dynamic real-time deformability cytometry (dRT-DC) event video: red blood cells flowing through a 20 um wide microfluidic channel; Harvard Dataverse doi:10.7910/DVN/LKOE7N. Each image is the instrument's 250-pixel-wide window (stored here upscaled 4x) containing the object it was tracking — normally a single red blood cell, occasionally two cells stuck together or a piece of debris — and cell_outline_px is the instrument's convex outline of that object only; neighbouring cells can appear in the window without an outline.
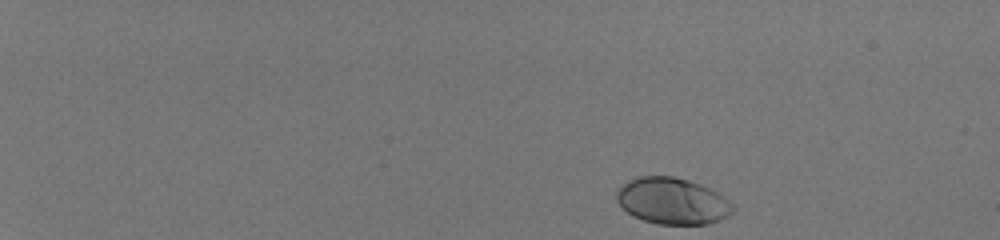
{"species": "human", "species_latin": "Homo sapiens", "temperature_condition": "room temperature", "stored_images_in_passage": 46, "camera_frame_rate_fps": 3000, "um_per_image_px": 0.085, "donor": {"sex": "male"}, "frame": {"image": 1, "passage_image": 1, "time_ms": 0.0, "image_size_px": [1000, 240], "cell_outline_px": [[736, 208], [728, 216], [720, 220], [708, 224], [660, 224], [644, 220], [632, 216], [616, 200], [616, 192], [628, 180], [640, 176], [672, 176], [688, 180], [700, 184], [724, 196]], "centroid_in_image_um": [57.17, 17.09], "position_along_channel_um": 27.8, "area_um2": 31.33}}
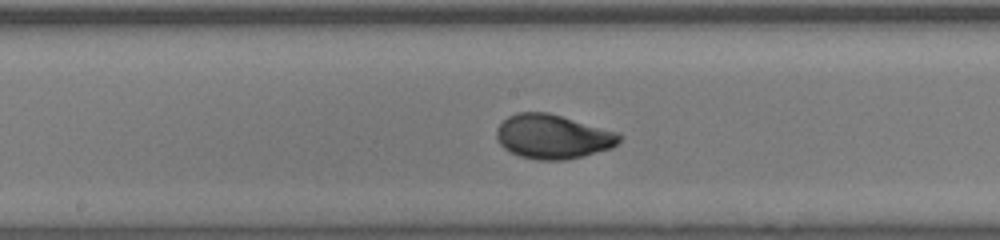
{"frame": {"image": 2, "passage_image": 26, "time_ms": 8.333, "image_size_px": [1000, 240], "cell_outline_px": [[620, 140], [612, 148], [564, 160], [536, 160], [520, 156], [504, 148], [496, 140], [496, 128], [508, 116], [516, 112], [548, 112], [620, 132]], "centroid_in_image_um": [46.97, 11.6], "position_along_channel_um": 201.2, "area_um2": 31.73}}
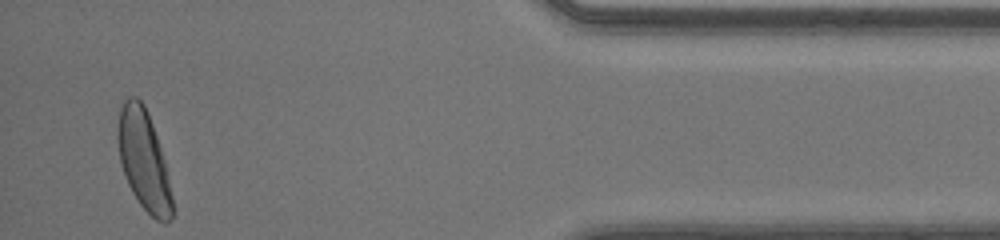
{"frame": {"image": 3, "passage_image": 45, "time_ms": 14.667, "image_size_px": [1000, 240], "cell_outline_px": [[172, 216], [164, 224], [156, 220], [140, 204], [132, 192], [124, 176], [120, 164], [116, 136], [116, 132], [120, 108], [124, 100], [128, 96], [136, 96], [144, 104], [152, 124], [160, 148], [172, 196]], "centroid_in_image_um": [12.16, 13.58], "position_along_channel_um": 423.0, "area_um2": 31.39}, "authors_computed_cell_mechanics": {"area_um2": 30.8652, "velocity_mm_per_s": 4.1142, "shape_relaxation_time_tau1_ms": 2.2333, "shape_relaxation_time_tau2_ms": null, "deformation_change_tau1": 0.1443, "deformation_change_tau2": null}}